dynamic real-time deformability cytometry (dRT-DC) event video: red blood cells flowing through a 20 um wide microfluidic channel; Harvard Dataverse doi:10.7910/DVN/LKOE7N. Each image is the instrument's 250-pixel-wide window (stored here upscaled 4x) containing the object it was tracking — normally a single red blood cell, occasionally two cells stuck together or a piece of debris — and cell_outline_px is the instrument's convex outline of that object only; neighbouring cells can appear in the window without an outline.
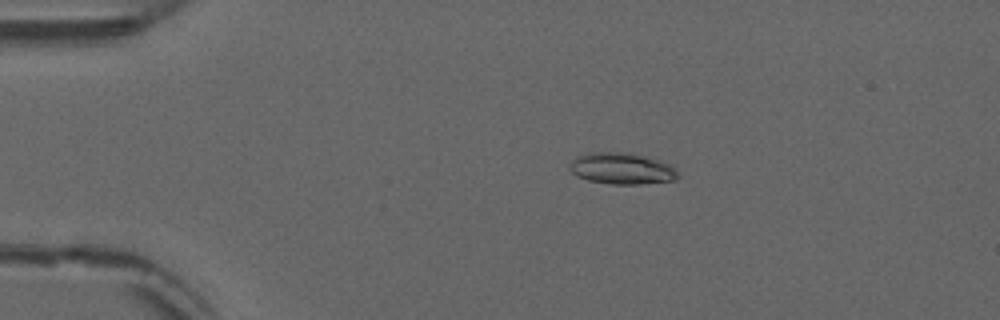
{"species": "common noctule bat (a hibernating species)", "species_latin": "Nyctalus noctula", "temperature_condition": "warm", "stored_images_in_passage": 54, "camera_frame_rate_fps": 3000, "um_per_image_px": 0.085, "animal": {"sex": "male", "forearm_length_mm": 52.5}, "frame": {"image": 1, "passage_image": 11, "time_ms": 3.333, "image_size_px": [1000, 320], "cell_outline_px": [[680, 176], [676, 180], [640, 184], [612, 184], [588, 180], [576, 176], [568, 168], [568, 164], [576, 156], [588, 152], [624, 152], [644, 156], [668, 164], [676, 168]], "centroid_in_image_um": [52.82, 14.33], "position_along_channel_um": 32.2, "area_um2": 19.94}}
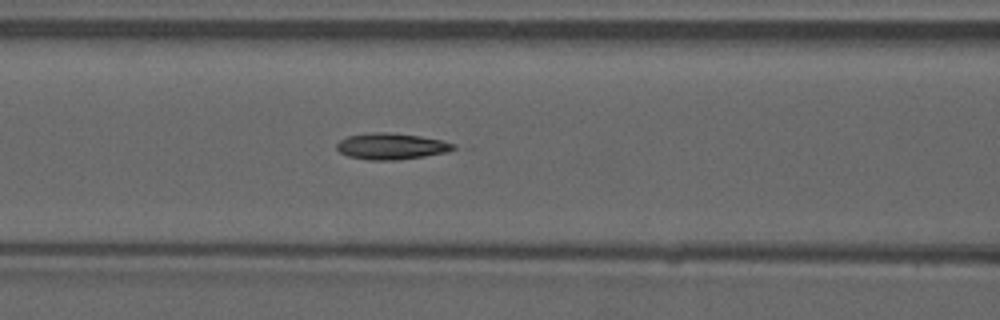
{"frame": {"image": 2, "passage_image": 23, "time_ms": 7.333, "image_size_px": [1000, 320], "cell_outline_px": [[456, 148], [448, 152], [400, 160], [368, 160], [348, 156], [340, 152], [336, 148], [336, 144], [340, 140], [348, 136], [372, 132], [388, 132], [420, 136], [440, 140], [456, 144]], "centroid_in_image_um": [33.26, 12.44], "position_along_channel_um": 133.3, "area_um2": 17.92}}
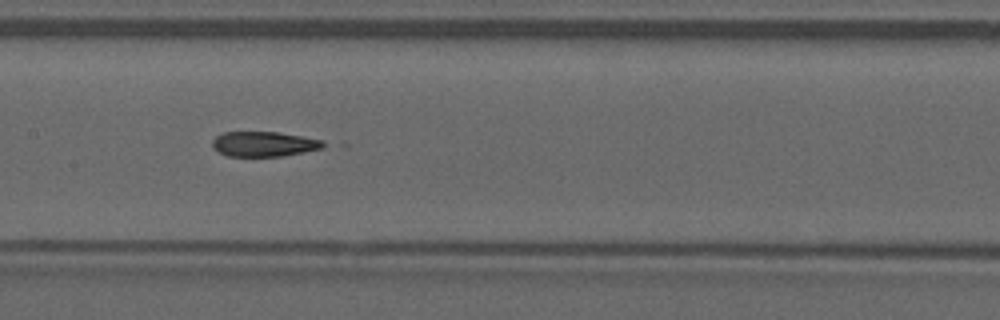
{"frame": {"image": 3, "passage_image": 27, "time_ms": 8.667, "image_size_px": [1000, 320], "cell_outline_px": [[332, 144], [324, 148], [304, 152], [280, 156], [228, 156], [212, 148], [212, 140], [216, 136], [224, 132], [276, 132], [324, 140]], "centroid_in_image_um": [22.5, 12.24], "position_along_channel_um": 184.9, "area_um2": 16.3}, "authors_computed_cell_mechanics": {"area_um2": 17.6579, "velocity_mm_per_s": 3.868, "shape_relaxation_time_tau1_ms": null, "shape_relaxation_time_tau2_ms": 1.7761, "deformation_change_tau1": null, "deformation_change_tau2": 0.0928}}